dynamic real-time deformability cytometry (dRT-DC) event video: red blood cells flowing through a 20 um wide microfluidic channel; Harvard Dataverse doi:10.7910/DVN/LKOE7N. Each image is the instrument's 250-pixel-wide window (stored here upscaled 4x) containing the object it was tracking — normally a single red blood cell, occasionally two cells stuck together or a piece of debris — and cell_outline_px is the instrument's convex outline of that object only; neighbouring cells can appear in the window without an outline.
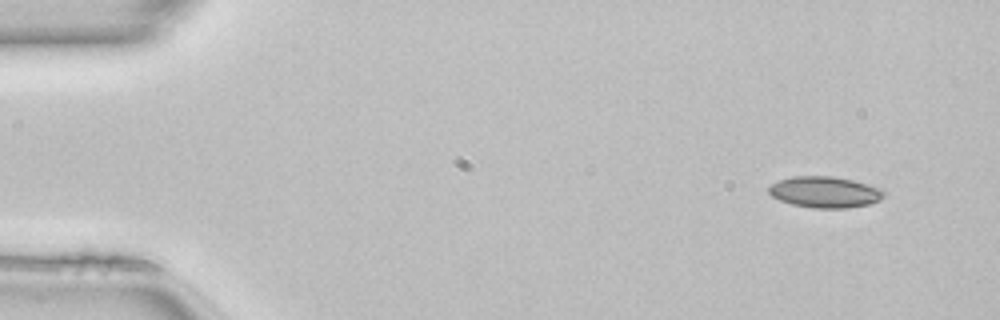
{"species": "common noctule bat (a hibernating species)", "species_latin": "Nyctalus noctula", "temperature_condition": "room temperature", "stored_images_in_passage": 47, "camera_frame_rate_fps": 3000, "um_per_image_px": 0.085, "animal": {"sex": "female", "body_mass_g": 22.7, "forearm_length_mm": 54.2}, "frame": {"image": 1, "passage_image": 1, "time_ms": 0.0, "image_size_px": [1000, 320], "cell_outline_px": [[884, 196], [880, 200], [868, 204], [848, 208], [812, 208], [792, 204], [780, 200], [772, 196], [768, 192], [768, 188], [772, 184], [780, 180], [792, 176], [832, 176], [852, 180], [876, 188], [884, 192]], "centroid_in_image_um": [70.07, 16.33], "position_along_channel_um": 14.9, "area_um2": 20.63}}
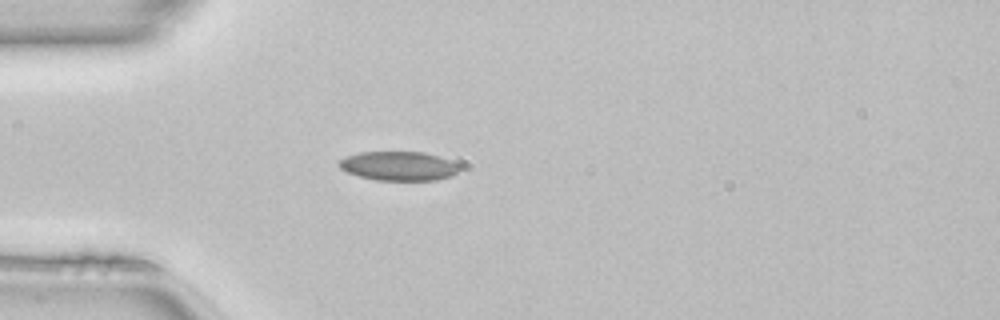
{"frame": {"image": 2, "passage_image": 11, "time_ms": 3.333, "image_size_px": [1000, 320], "cell_outline_px": [[460, 168], [452, 176], [436, 180], [376, 180], [360, 176], [348, 172], [340, 168], [336, 164], [344, 156], [360, 152], [424, 152], [448, 160], [456, 164]], "centroid_in_image_um": [33.84, 14.11], "position_along_channel_um": 51.2, "area_um2": 20.29}}
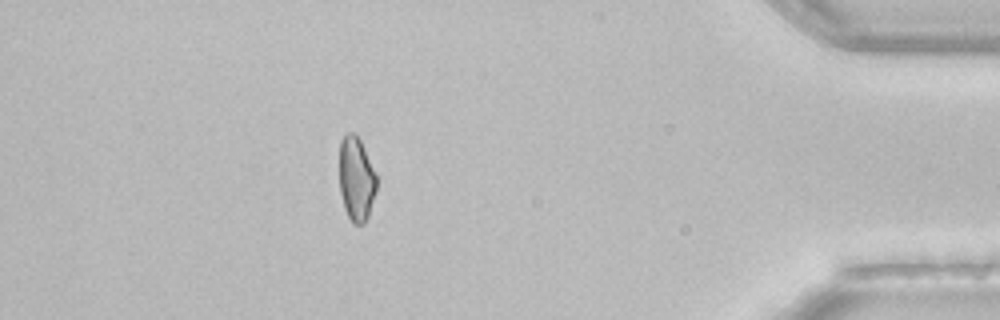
{"frame": {"image": 3, "passage_image": 41, "time_ms": 13.333, "image_size_px": [1000, 320], "cell_outline_px": [[376, 192], [368, 216], [364, 224], [352, 224], [344, 208], [340, 192], [340, 140], [348, 132], [352, 132], [360, 140], [376, 172]], "centroid_in_image_um": [30.29, 15.23], "position_along_channel_um": 404.9, "area_um2": 18.26}, "authors_computed_cell_mechanics": {"area_um2": 19.3052, "velocity_mm_per_s": 4.1336, "shape_relaxation_time_tau1_ms": null, "shape_relaxation_time_tau2_ms": 5.6638, "deformation_change_tau1": null, "deformation_change_tau2": 0.1158}}